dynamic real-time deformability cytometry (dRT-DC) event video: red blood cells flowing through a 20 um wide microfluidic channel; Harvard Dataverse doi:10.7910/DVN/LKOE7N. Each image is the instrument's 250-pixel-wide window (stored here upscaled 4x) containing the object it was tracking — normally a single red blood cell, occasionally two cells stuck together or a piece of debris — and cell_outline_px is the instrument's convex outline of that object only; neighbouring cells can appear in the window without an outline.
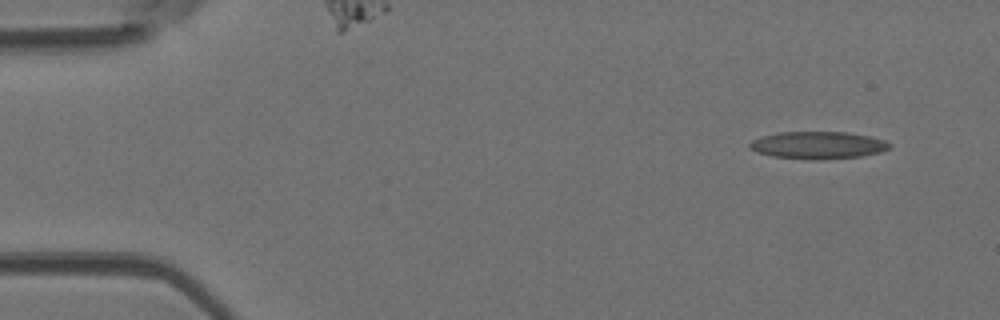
{"species": "Egyptian fruit bat (a non-hibernating species)", "species_latin": "Rousettus aegyptiacus", "temperature_condition": "room temperature", "stored_images_in_passage": 4, "camera_frame_rate_fps": 3000, "um_per_image_px": 0.085, "animal": {"sex": "female"}, "frame": {"image": 1, "passage_image": 1, "time_ms": 0.0, "image_size_px": [1000, 320], "cell_outline_px": [[892, 148], [880, 152], [864, 156], [820, 160], [812, 160], [772, 156], [756, 152], [748, 144], [752, 140], [760, 136], [780, 132], [848, 132], [868, 136], [884, 140], [892, 144]], "centroid_in_image_um": [69.55, 12.34], "position_along_channel_um": 15.4, "area_um2": 22.48}}